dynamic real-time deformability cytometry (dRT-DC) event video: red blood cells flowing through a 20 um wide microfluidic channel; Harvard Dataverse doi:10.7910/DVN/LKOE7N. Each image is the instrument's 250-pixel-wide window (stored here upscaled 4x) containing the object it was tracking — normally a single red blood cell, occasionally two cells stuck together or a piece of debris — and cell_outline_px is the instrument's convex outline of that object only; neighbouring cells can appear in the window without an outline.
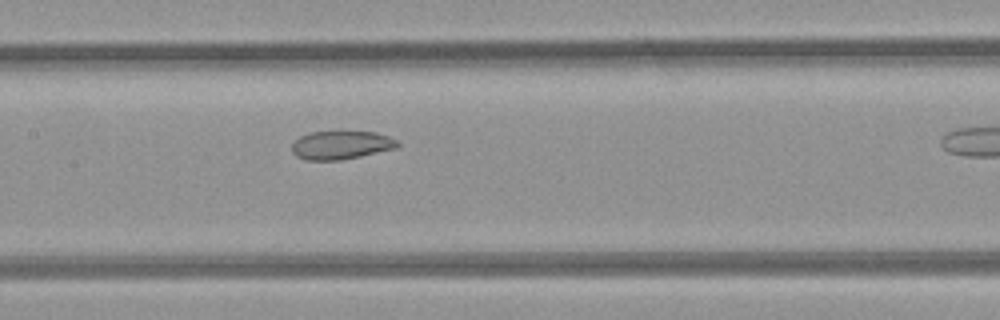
{"species": "common noctule bat (a hibernating species)", "species_latin": "Nyctalus noctula", "temperature_condition": "room temperature", "stored_images_in_passage": 14, "camera_frame_rate_fps": 3000, "um_per_image_px": 0.085, "animal": {"sex": "female", "body_mass_g": 21.9}, "frame": {"image": 1, "passage_image": 10, "time_ms": 3.0, "image_size_px": [1000, 320], "cell_outline_px": [[400, 144], [396, 148], [360, 156], [340, 160], [308, 160], [296, 156], [292, 152], [292, 144], [300, 136], [312, 132], [376, 132], [400, 140]], "centroid_in_image_um": [29.02, 12.33], "position_along_channel_um": 178.4, "area_um2": 17.4}}